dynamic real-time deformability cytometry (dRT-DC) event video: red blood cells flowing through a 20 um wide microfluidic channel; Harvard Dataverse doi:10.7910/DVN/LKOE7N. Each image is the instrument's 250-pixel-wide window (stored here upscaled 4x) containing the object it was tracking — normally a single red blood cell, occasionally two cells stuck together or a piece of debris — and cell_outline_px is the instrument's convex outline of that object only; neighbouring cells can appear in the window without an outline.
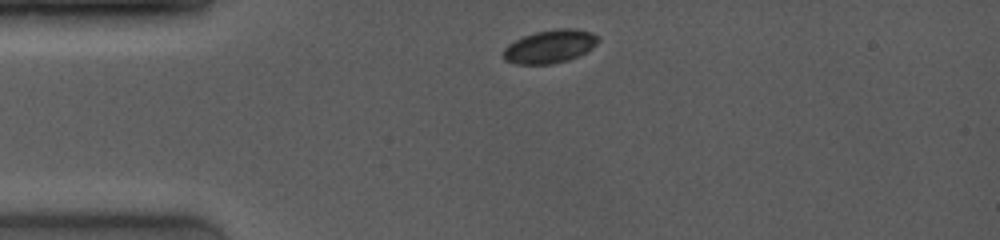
{"species": "common noctule bat (a hibernating species)", "species_latin": "Nyctalus noctula", "temperature_condition": "room temperature", "stored_images_in_passage": 18, "camera_frame_rate_fps": 4000, "um_per_image_px": 0.085, "animal": {"sex": "female", "body_mass_g": 19.0, "forearm_length_mm": 53.3}, "frame": {"image": 1, "passage_image": 1, "time_ms": 0.0, "image_size_px": [1000, 240], "cell_outline_px": [[600, 40], [592, 48], [568, 60], [552, 64], [516, 64], [504, 60], [500, 56], [500, 52], [508, 44], [524, 36], [536, 32], [560, 28], [576, 28], [592, 32]], "centroid_in_image_um": [46.69, 3.95], "position_along_channel_um": 38.3, "area_um2": 18.44}}
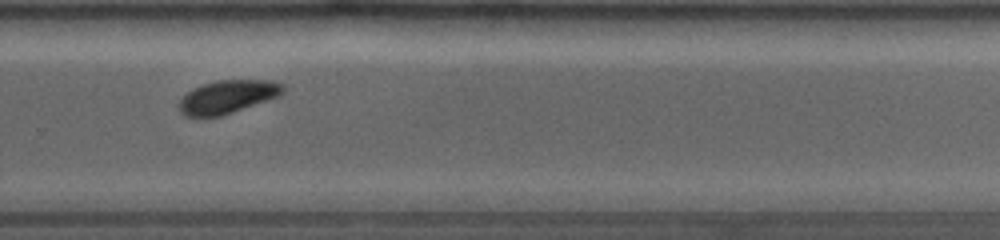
{"frame": {"image": 2, "passage_image": 15, "time_ms": 7.5, "image_size_px": [1000, 240], "cell_outline_px": [[284, 92], [276, 96], [232, 112], [220, 116], [184, 116], [180, 112], [180, 100], [192, 88], [216, 80], [272, 80], [284, 84]], "centroid_in_image_um": [19.33, 8.21], "position_along_channel_um": 310.5, "area_um2": 19.65}}
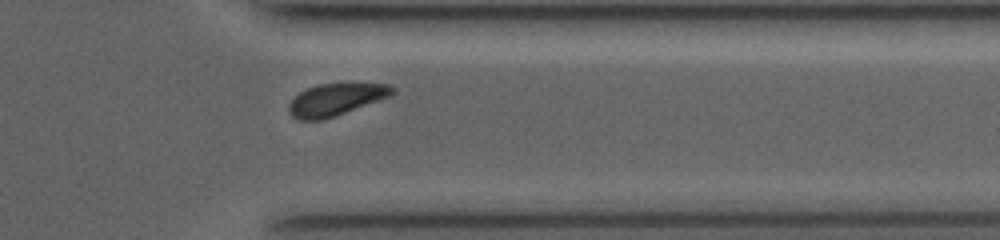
{"frame": {"image": 3, "passage_image": 18, "time_ms": 9.25, "image_size_px": [1000, 240], "cell_outline_px": [[396, 92], [388, 96], [324, 120], [300, 120], [292, 116], [288, 112], [288, 104], [300, 92], [308, 88], [320, 84], [392, 84], [396, 88]], "centroid_in_image_um": [28.52, 8.47], "position_along_channel_um": 382.9, "area_um2": 18.96}}